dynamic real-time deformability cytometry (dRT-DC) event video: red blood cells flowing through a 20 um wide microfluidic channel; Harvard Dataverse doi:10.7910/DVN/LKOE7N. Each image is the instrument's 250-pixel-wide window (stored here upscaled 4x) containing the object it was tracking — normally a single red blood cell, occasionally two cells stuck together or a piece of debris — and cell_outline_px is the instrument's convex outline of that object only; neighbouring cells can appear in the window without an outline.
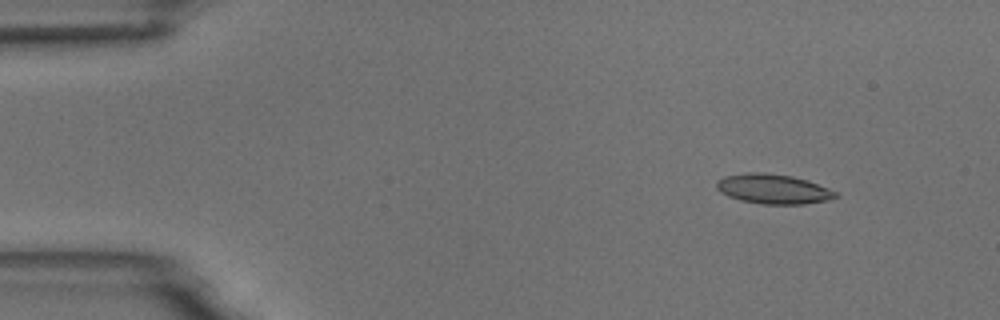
{"species": "common noctule bat (a hibernating species)", "species_latin": "Nyctalus noctula", "temperature_condition": "room temperature", "stored_images_in_passage": 4, "camera_frame_rate_fps": 3000, "um_per_image_px": 0.085, "animal": {"sex": "male", "body_mass_g": 18.8}, "frame": {"image": 1, "passage_image": 2, "time_ms": 1.333, "image_size_px": [1000, 320], "cell_outline_px": [[840, 196], [828, 200], [804, 204], [764, 204], [740, 200], [728, 196], [720, 192], [716, 188], [716, 180], [724, 176], [748, 172], [764, 172], [792, 176], [808, 180], [828, 188], [836, 192]], "centroid_in_image_um": [65.71, 16.05], "position_along_channel_um": 19.3, "area_um2": 20.75}}